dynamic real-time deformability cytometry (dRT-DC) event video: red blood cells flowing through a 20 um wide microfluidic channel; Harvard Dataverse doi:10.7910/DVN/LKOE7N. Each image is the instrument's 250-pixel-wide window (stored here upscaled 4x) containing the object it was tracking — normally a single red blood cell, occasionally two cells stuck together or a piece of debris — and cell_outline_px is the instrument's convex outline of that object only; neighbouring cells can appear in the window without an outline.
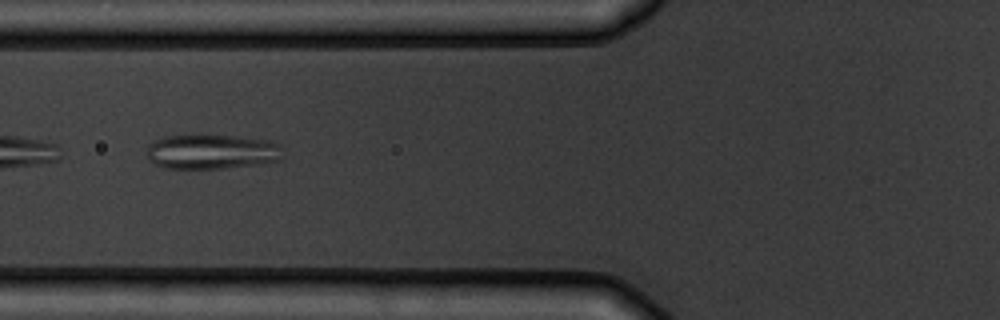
{"species": "common noctule bat (a hibernating species)", "species_latin": "Nyctalus noctula", "temperature_condition": "warm", "stored_images_in_passage": 8, "camera_frame_rate_fps": 3000, "um_per_image_px": 0.085, "animal": {"sex": "male", "body_mass_g": 19.5, "forearm_length_mm": 54.6}, "frame": {"image": 1, "passage_image": 5, "time_ms": 4.667, "image_size_px": [1000, 320], "cell_outline_px": [[284, 156], [280, 160], [260, 164], [224, 168], [164, 168], [148, 160], [148, 144], [152, 140], [164, 136], [232, 136], [268, 140], [280, 144], [284, 148]], "centroid_in_image_um": [18.04, 12.9], "position_along_channel_um": 107.8, "area_um2": 27.63}}